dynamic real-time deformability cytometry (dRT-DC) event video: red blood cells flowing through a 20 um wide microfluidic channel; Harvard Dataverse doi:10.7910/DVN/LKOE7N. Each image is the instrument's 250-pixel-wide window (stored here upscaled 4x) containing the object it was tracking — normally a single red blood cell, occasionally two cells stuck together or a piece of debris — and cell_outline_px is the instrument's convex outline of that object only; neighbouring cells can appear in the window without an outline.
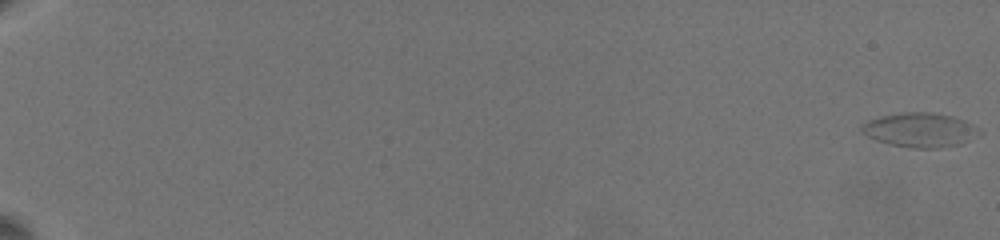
{"species": "common noctule bat (a hibernating species)", "species_latin": "Nyctalus noctula", "temperature_condition": "warm", "stored_images_in_passage": 45, "camera_frame_rate_fps": 3000, "um_per_image_px": 0.085, "animal": {"sex": "female", "body_mass_g": 19.5, "forearm_length_mm": 54.1}, "frame": {"image": 1, "passage_image": 1, "time_ms": 0.0, "image_size_px": [1000, 240], "cell_outline_px": [[976, 128], [960, 144], [936, 148], [912, 148], [892, 144], [876, 140], [868, 136], [860, 128], [868, 120], [884, 116], [904, 112], [928, 112], [952, 116], [964, 120], [972, 124]], "centroid_in_image_um": [78.09, 11.03], "position_along_channel_um": 6.9, "area_um2": 22.43}}
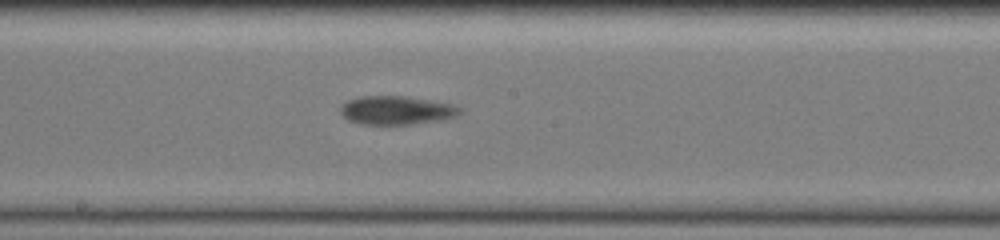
{"frame": {"image": 2, "passage_image": 29, "time_ms": 13.333, "image_size_px": [1000, 240], "cell_outline_px": [[460, 112], [456, 116], [444, 120], [412, 124], [364, 124], [348, 120], [340, 112], [340, 108], [348, 100], [360, 96], [408, 96], [452, 104], [460, 108]], "centroid_in_image_um": [33.71, 9.37], "position_along_channel_um": 214.5, "area_um2": 19.83}}
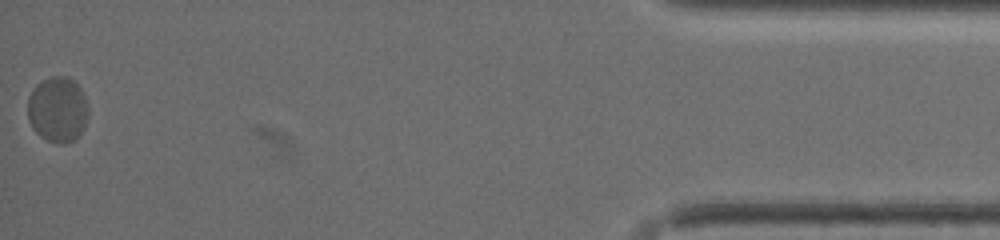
{"frame": {"image": 3, "passage_image": 45, "time_ms": 21.667, "image_size_px": [1000, 240], "cell_outline_px": [[88, 116], [84, 128], [76, 140], [64, 144], [60, 144], [48, 140], [40, 136], [32, 128], [28, 120], [28, 96], [32, 88], [36, 84], [52, 76], [68, 76], [80, 88], [84, 96], [88, 108]], "centroid_in_image_um": [4.89, 9.32], "position_along_channel_um": 430.3, "area_um2": 23.35}}